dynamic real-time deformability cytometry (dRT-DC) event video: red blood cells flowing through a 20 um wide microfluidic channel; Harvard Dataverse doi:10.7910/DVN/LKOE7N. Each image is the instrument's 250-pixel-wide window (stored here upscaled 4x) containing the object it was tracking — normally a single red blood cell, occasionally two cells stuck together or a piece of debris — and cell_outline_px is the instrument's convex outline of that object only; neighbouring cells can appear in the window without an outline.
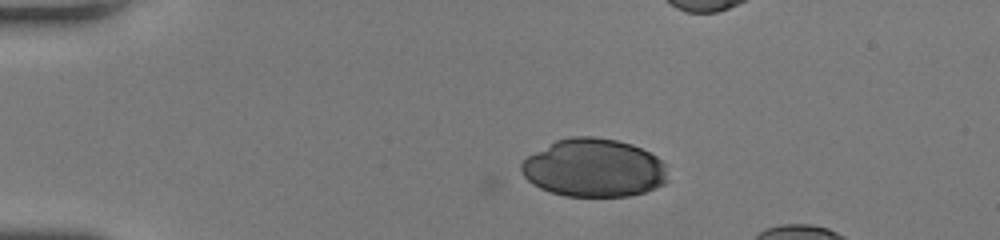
{"species": "human", "species_latin": "Homo sapiens", "temperature_condition": "room temperature", "stored_images_in_passage": 34, "camera_frame_rate_fps": 3000, "um_per_image_px": 0.085, "donor": {"sex": "female"}, "frame": {"image": 1, "passage_image": 1, "time_ms": 0.0, "image_size_px": [1000, 240], "cell_outline_px": [[668, 180], [664, 184], [656, 188], [644, 192], [628, 196], [564, 196], [540, 188], [532, 184], [524, 176], [520, 168], [520, 164], [528, 156], [556, 140], [568, 136], [592, 136], [616, 140], [632, 144], [656, 156], [664, 164]], "centroid_in_image_um": [50.47, 14.27], "position_along_channel_um": 34.5, "area_um2": 49.65}}